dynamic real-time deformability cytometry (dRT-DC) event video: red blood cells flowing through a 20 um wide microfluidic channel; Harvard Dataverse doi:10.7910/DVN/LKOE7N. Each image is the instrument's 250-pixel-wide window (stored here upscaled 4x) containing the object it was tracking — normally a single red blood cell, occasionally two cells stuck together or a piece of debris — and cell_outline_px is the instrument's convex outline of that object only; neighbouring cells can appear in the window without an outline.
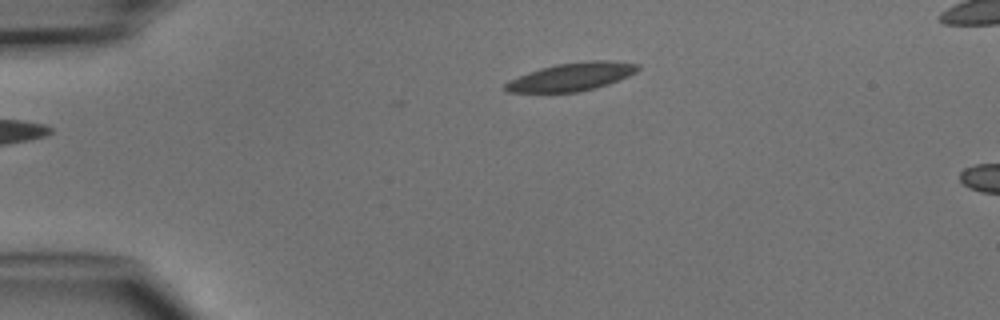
{"species": "common noctule bat (a hibernating species)", "species_latin": "Nyctalus noctula", "temperature_condition": "cold", "stored_images_in_passage": 4, "camera_frame_rate_fps": 3000, "um_per_image_px": 0.085, "animal": {"sex": "male", "body_mass_g": 15.6}, "frame": {"image": 1, "passage_image": 4, "time_ms": 4.333, "image_size_px": [1000, 320], "cell_outline_px": [[640, 68], [636, 72], [628, 76], [608, 84], [596, 88], [576, 92], [508, 92], [504, 88], [504, 84], [528, 72], [540, 68], [556, 64], [588, 60], [608, 60], [640, 64]], "centroid_in_image_um": [48.63, 6.51], "position_along_channel_um": 36.4, "area_um2": 21.56}}